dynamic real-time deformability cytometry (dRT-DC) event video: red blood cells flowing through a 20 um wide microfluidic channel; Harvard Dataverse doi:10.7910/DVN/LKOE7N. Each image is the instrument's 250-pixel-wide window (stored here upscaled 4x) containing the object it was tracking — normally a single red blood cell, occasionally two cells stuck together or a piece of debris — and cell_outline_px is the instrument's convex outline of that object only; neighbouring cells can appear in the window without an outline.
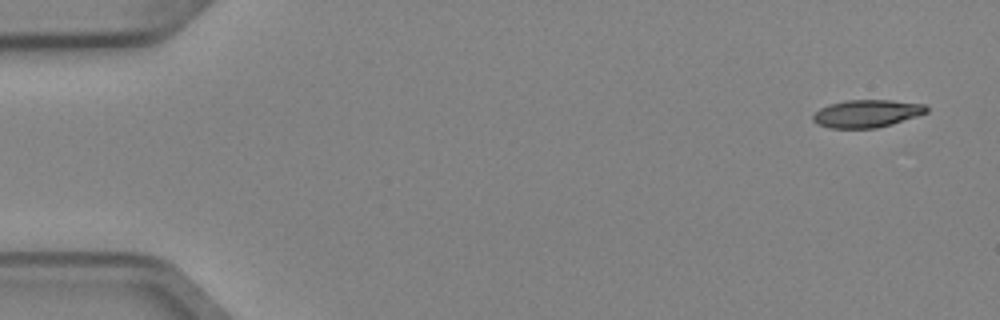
{"species": "Egyptian fruit bat (a non-hibernating species)", "species_latin": "Rousettus aegyptiacus", "temperature_condition": "cold", "stored_images_in_passage": 4, "camera_frame_rate_fps": 3000, "um_per_image_px": 0.085, "animal": {"sex": "female"}, "frame": {"image": 1, "passage_image": 1, "time_ms": 0.0, "image_size_px": [1000, 320], "cell_outline_px": [[928, 112], [892, 124], [876, 128], [832, 128], [816, 124], [812, 120], [812, 116], [820, 108], [828, 104], [848, 100], [892, 100], [924, 104], [928, 108]], "centroid_in_image_um": [73.66, 9.65], "position_along_channel_um": 11.3, "area_um2": 18.26}}
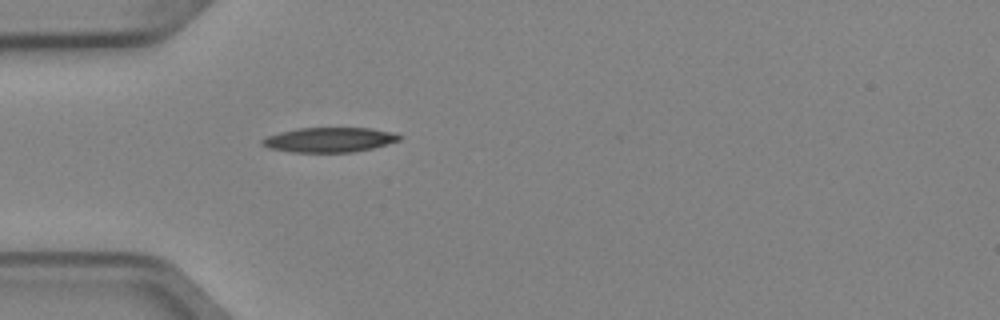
{"frame": {"image": 2, "passage_image": 4, "time_ms": 1.0, "image_size_px": [1000, 320], "cell_outline_px": [[400, 140], [372, 148], [352, 152], [292, 152], [268, 148], [260, 144], [260, 140], [268, 136], [280, 132], [300, 128], [372, 128], [396, 132], [400, 136]], "centroid_in_image_um": [27.99, 11.88], "position_along_channel_um": 57.0, "area_um2": 19.77}}